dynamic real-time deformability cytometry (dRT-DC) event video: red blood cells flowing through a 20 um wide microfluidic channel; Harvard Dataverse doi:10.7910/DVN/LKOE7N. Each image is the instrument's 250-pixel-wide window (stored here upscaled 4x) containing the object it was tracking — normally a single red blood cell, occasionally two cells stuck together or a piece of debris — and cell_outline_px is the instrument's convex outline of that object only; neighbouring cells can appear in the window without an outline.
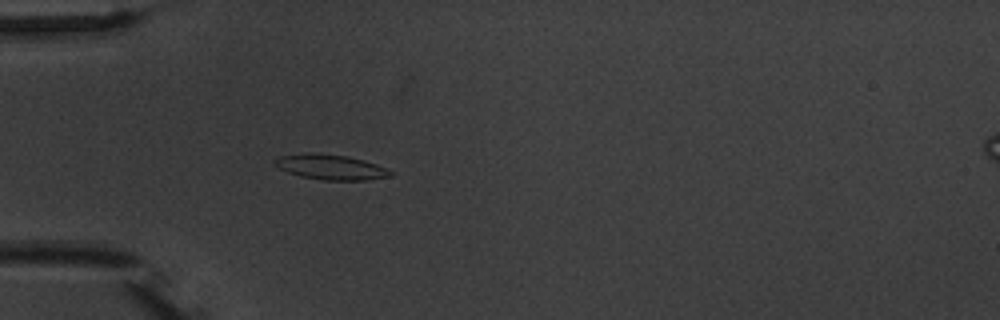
{"species": "common noctule bat (a hibernating species)", "species_latin": "Nyctalus noctula", "temperature_condition": "warm", "stored_images_in_passage": 4, "camera_frame_rate_fps": 3000, "um_per_image_px": 0.085, "animal": {"sex": "male", "body_mass_g": 20.1, "forearm_length_mm": 53.5}, "frame": {"image": 1, "passage_image": 4, "time_ms": 4.667, "image_size_px": [1000, 320], "cell_outline_px": [[396, 172], [392, 176], [364, 180], [324, 180], [300, 176], [288, 172], [272, 164], [272, 160], [280, 156], [308, 152], [316, 152], [348, 156], [376, 164]], "centroid_in_image_um": [28.1, 14.19], "position_along_channel_um": 56.9, "area_um2": 17.11}}